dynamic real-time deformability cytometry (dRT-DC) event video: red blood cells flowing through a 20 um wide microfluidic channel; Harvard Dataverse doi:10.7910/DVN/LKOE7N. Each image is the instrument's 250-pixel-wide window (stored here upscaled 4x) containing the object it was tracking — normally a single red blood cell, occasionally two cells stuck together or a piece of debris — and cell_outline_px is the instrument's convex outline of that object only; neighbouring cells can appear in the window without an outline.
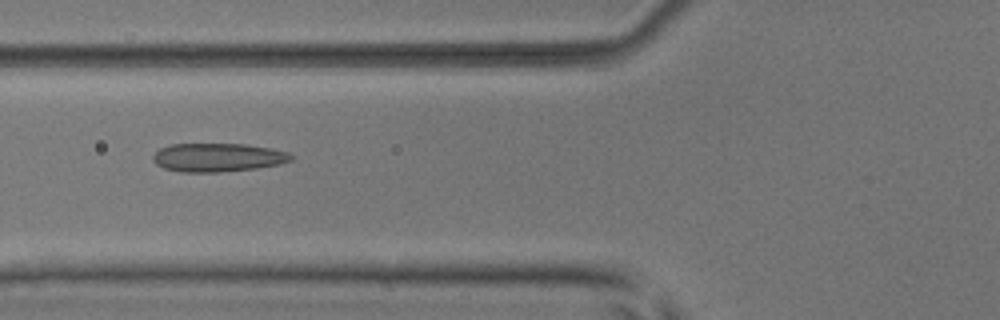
{"species": "common noctule bat (a hibernating species)", "species_latin": "Nyctalus noctula", "temperature_condition": "room temperature", "stored_images_in_passage": 8, "camera_frame_rate_fps": 3000, "um_per_image_px": 0.085, "animal": {"sex": "male", "body_mass_g": 17.9, "forearm_length_mm": 54.2}, "frame": {"image": 1, "passage_image": 5, "time_ms": 5.667, "image_size_px": [1000, 320], "cell_outline_px": [[292, 160], [280, 164], [256, 168], [220, 172], [180, 172], [164, 168], [156, 164], [152, 160], [152, 156], [160, 148], [172, 144], [244, 144], [272, 148], [288, 152], [292, 156]], "centroid_in_image_um": [18.5, 13.38], "position_along_channel_um": 107.3, "area_um2": 23.0}}
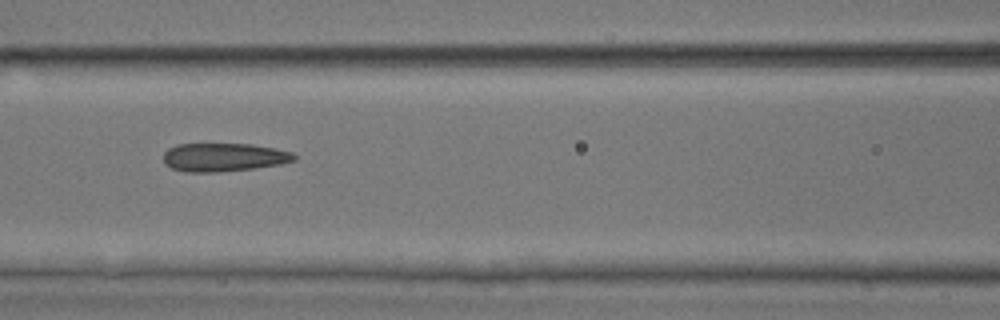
{"frame": {"image": 2, "passage_image": 6, "time_ms": 6.667, "image_size_px": [1000, 320], "cell_outline_px": [[296, 160], [280, 164], [256, 168], [216, 172], [188, 172], [172, 168], [164, 164], [164, 152], [168, 148], [176, 144], [252, 144], [276, 148], [292, 152], [296, 156]], "centroid_in_image_um": [19.03, 13.36], "position_along_channel_um": 147.6, "area_um2": 21.73}}
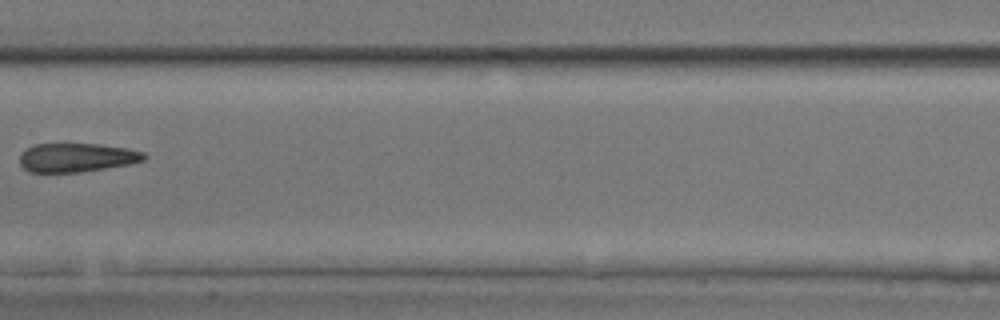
{"frame": {"image": 3, "passage_image": 7, "time_ms": 8.0, "image_size_px": [1000, 320], "cell_outline_px": [[148, 156], [144, 160], [128, 164], [80, 172], [28, 172], [20, 164], [20, 152], [36, 144], [100, 144], [128, 148], [144, 152]], "centroid_in_image_um": [6.52, 13.39], "position_along_channel_um": 200.9, "area_um2": 20.87}}